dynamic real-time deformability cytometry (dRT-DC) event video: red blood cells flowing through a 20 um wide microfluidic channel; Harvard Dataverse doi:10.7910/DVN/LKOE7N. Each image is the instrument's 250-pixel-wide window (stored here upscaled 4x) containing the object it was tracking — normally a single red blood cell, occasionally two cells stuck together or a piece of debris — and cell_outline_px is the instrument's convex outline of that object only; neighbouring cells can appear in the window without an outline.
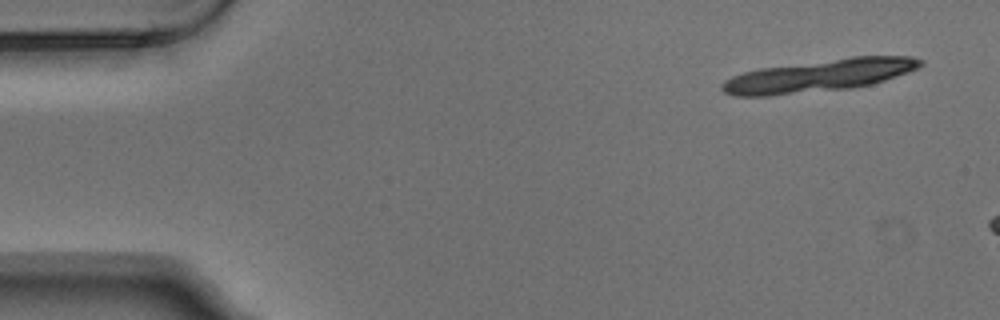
{"species": "Egyptian fruit bat (a non-hibernating species)", "species_latin": "Rousettus aegyptiacus", "temperature_condition": "warm", "stored_images_in_passage": 2, "camera_frame_rate_fps": 3000, "um_per_image_px": 0.085, "animal": {"sex": "male"}, "frame": {"image": 1, "passage_image": 1, "time_ms": 0.0, "image_size_px": [1000, 320], "cell_outline_px": [[924, 64], [908, 72], [872, 84], [852, 88], [768, 96], [736, 96], [724, 92], [720, 88], [720, 84], [724, 80], [732, 76], [744, 72], [760, 68], [852, 56], [912, 56], [924, 60]], "centroid_in_image_um": [69.61, 6.42], "position_along_channel_um": 15.4, "area_um2": 37.45}}